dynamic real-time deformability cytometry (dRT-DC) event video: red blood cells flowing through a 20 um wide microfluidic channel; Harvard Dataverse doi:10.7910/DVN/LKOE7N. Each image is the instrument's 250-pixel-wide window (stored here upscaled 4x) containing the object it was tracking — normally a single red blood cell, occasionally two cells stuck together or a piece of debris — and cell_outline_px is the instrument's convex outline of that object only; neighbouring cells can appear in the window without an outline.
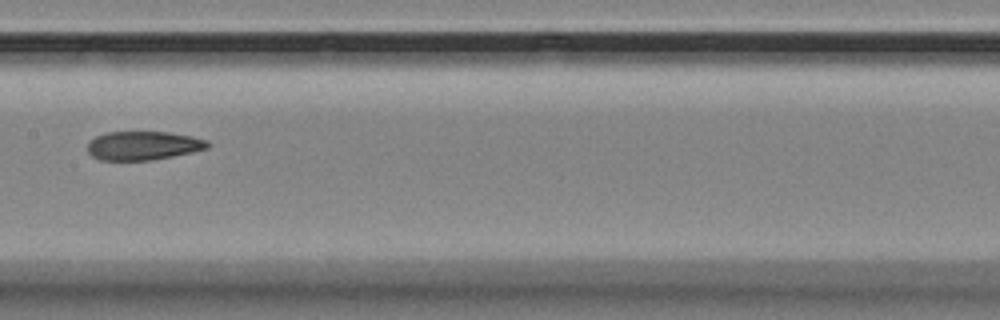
{"species": "Egyptian fruit bat (a non-hibernating species)", "species_latin": "Rousettus aegyptiacus", "temperature_condition": "room temperature", "stored_images_in_passage": 15, "camera_frame_rate_fps": 3000, "um_per_image_px": 0.085, "animal": {"sex": "female"}, "frame": {"image": 1, "passage_image": 7, "time_ms": 7.0, "image_size_px": [1000, 320], "cell_outline_px": [[212, 144], [208, 148], [192, 152], [152, 160], [100, 160], [92, 156], [88, 152], [88, 144], [96, 136], [108, 132], [168, 132], [192, 136], [208, 140]], "centroid_in_image_um": [12.21, 12.37], "position_along_channel_um": 195.2, "area_um2": 20.11}}
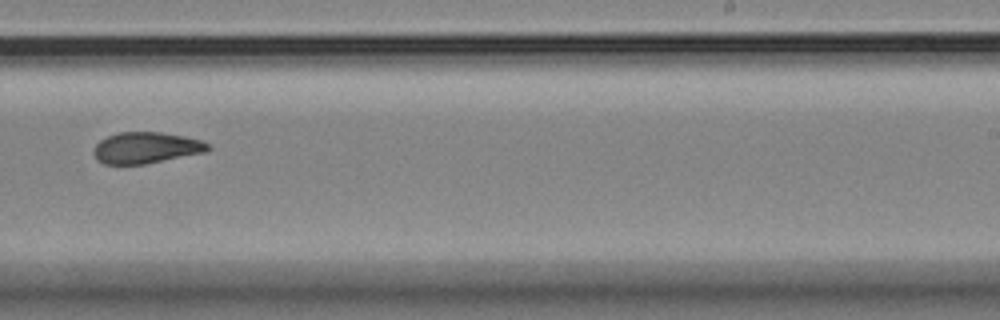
{"frame": {"image": 2, "passage_image": 9, "time_ms": 9.333, "image_size_px": [1000, 320], "cell_outline_px": [[212, 148], [208, 152], [144, 164], [104, 164], [96, 160], [96, 144], [100, 140], [108, 136], [120, 132], [160, 132], [184, 136], [200, 140], [208, 144]], "centroid_in_image_um": [12.46, 12.56], "position_along_channel_um": 276.5, "area_um2": 20.69}}
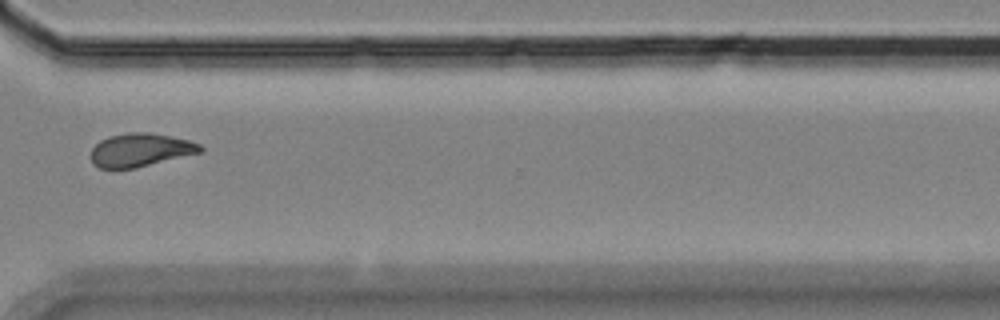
{"frame": {"image": 3, "passage_image": 11, "time_ms": 11.667, "image_size_px": [1000, 320], "cell_outline_px": [[204, 152], [136, 168], [100, 168], [92, 164], [92, 148], [100, 140], [108, 136], [128, 132], [148, 132], [188, 140], [200, 144], [204, 148]], "centroid_in_image_um": [11.96, 12.75], "position_along_channel_um": 358.6, "area_um2": 21.33}, "authors_computed_cell_mechanics": {"area_um2": 21.0392, "velocity_mm_per_s": 3.5172, "shape_relaxation_time_tau1_ms": null, "shape_relaxation_time_tau2_ms": 3.5757, "deformation_change_tau1": null, "deformation_change_tau2": 0.0961}}